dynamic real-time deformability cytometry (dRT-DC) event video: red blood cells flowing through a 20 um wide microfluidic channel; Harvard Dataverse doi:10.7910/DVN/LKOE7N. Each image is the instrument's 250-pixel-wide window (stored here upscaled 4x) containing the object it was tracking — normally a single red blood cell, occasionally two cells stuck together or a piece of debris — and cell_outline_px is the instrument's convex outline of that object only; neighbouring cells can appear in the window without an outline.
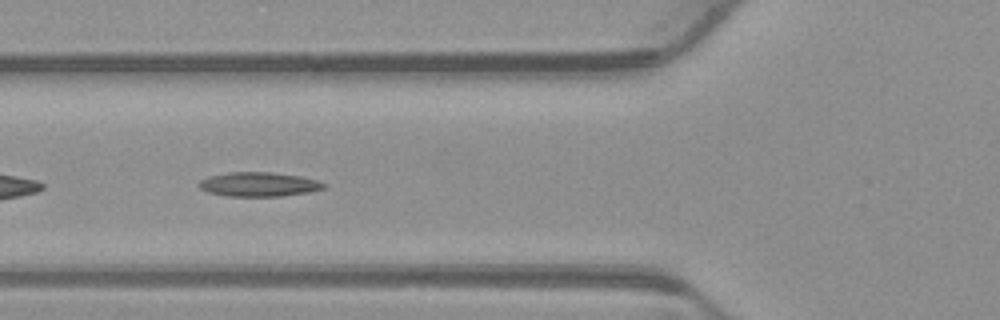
{"species": "common noctule bat (a hibernating species)", "species_latin": "Nyctalus noctula", "temperature_condition": "warm", "stored_images_in_passage": 39, "camera_frame_rate_fps": 3000, "um_per_image_px": 0.085, "animal": {"sex": "male", "body_mass_g": 23.1, "forearm_length_mm": 52.7}, "frame": {"image": 1, "passage_image": 5, "time_ms": 1.333, "image_size_px": [1000, 320], "cell_outline_px": [[328, 184], [324, 188], [308, 192], [284, 196], [228, 196], [208, 192], [200, 188], [196, 184], [200, 180], [208, 176], [228, 172], [272, 172], [300, 176], [316, 180]], "centroid_in_image_um": [21.98, 15.66], "position_along_channel_um": 103.8, "area_um2": 17.74}}
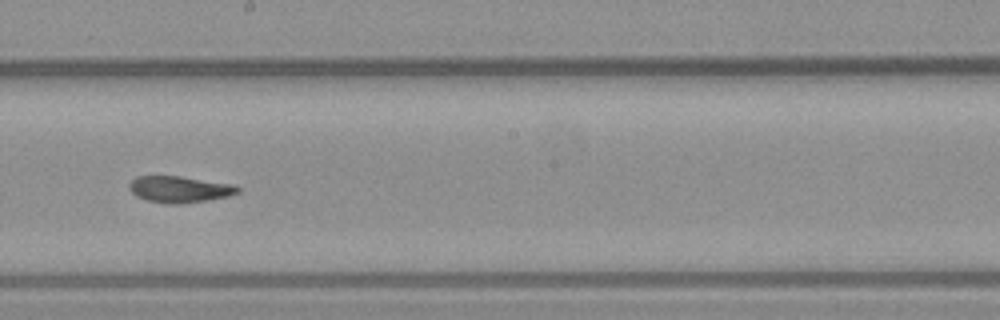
{"frame": {"image": 2, "passage_image": 15, "time_ms": 4.667, "image_size_px": [1000, 320], "cell_outline_px": [[240, 192], [228, 196], [208, 200], [180, 204], [168, 204], [148, 200], [136, 196], [128, 188], [128, 184], [136, 176], [180, 176], [232, 184], [240, 188]], "centroid_in_image_um": [15.25, 16.09], "position_along_channel_um": 233.0, "area_um2": 16.7}}
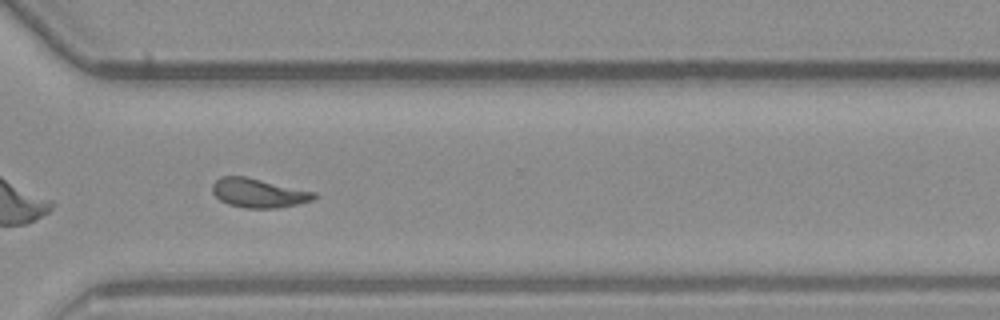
{"frame": {"image": 3, "passage_image": 24, "time_ms": 7.667, "image_size_px": [1000, 320], "cell_outline_px": [[316, 196], [312, 200], [296, 204], [276, 208], [244, 208], [228, 204], [220, 200], [212, 192], [212, 184], [220, 176], [244, 176], [316, 192]], "centroid_in_image_um": [21.94, 16.4], "position_along_channel_um": 348.7, "area_um2": 17.11}, "authors_computed_cell_mechanics": {"area_um2": 16.9932, "velocity_mm_per_s": 3.8712, "shape_relaxation_time_tau1_ms": null, "shape_relaxation_time_tau2_ms": 2.4283, "deformation_change_tau1": null, "deformation_change_tau2": 0.0908}}